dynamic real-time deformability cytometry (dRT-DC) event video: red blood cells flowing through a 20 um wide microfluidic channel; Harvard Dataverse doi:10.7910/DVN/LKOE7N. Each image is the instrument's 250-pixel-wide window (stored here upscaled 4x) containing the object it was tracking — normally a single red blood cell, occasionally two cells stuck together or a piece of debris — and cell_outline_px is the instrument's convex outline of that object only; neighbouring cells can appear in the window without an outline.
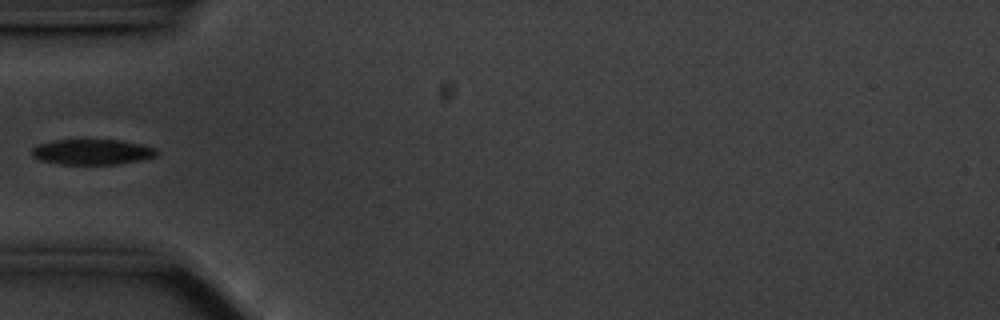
{"species": "common noctule bat (a hibernating species)", "species_latin": "Nyctalus noctula", "temperature_condition": "cold", "stored_images_in_passage": 39, "camera_frame_rate_fps": 3000, "um_per_image_px": 0.085, "animal": {"sex": "male", "body_mass_g": 20.1, "forearm_length_mm": 53.5}, "frame": {"image": 1, "passage_image": 1, "time_ms": 0.0, "image_size_px": [1000, 320], "cell_outline_px": [[156, 156], [144, 160], [120, 164], [60, 164], [40, 160], [32, 156], [32, 148], [40, 144], [52, 140], [120, 140], [140, 144], [156, 148]], "centroid_in_image_um": [7.85, 12.92], "position_along_channel_um": 77.2, "area_um2": 18.5}}
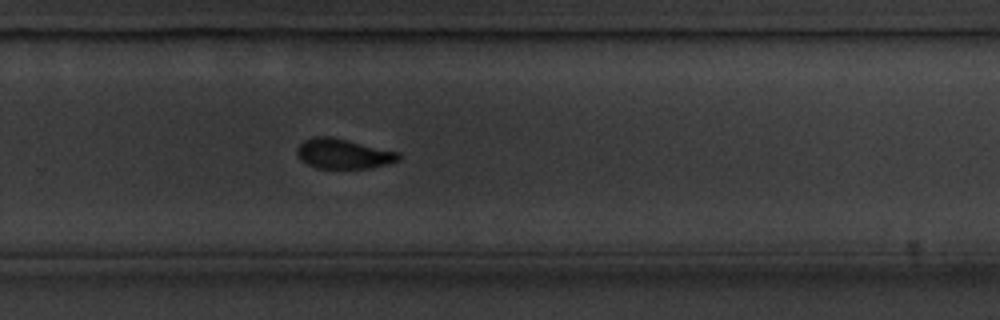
{"frame": {"image": 2, "passage_image": 20, "time_ms": 6.333, "image_size_px": [1000, 320], "cell_outline_px": [[400, 160], [388, 164], [368, 168], [316, 168], [300, 160], [296, 152], [296, 148], [304, 140], [316, 136], [332, 136], [400, 152]], "centroid_in_image_um": [29.19, 13.06], "position_along_channel_um": 300.6, "area_um2": 17.86}}
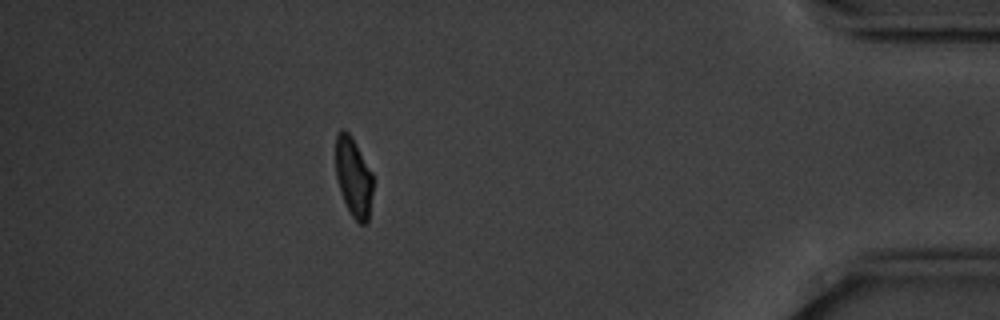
{"frame": {"image": 3, "passage_image": 33, "time_ms": 10.667, "image_size_px": [1000, 320], "cell_outline_px": [[372, 192], [368, 224], [360, 224], [352, 216], [340, 192], [336, 176], [336, 132], [340, 128], [344, 128], [352, 136], [372, 172]], "centroid_in_image_um": [30.04, 15.02], "position_along_channel_um": 405.2, "area_um2": 17.34}}